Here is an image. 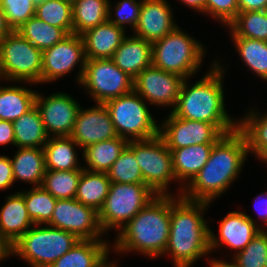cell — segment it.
<instances>
[{
	"label": "cell",
	"instance_id": "cell-23",
	"mask_svg": "<svg viewBox=\"0 0 267 267\" xmlns=\"http://www.w3.org/2000/svg\"><path fill=\"white\" fill-rule=\"evenodd\" d=\"M127 35L128 32L123 28L117 27L108 20L87 30L81 35L86 59L112 58Z\"/></svg>",
	"mask_w": 267,
	"mask_h": 267
},
{
	"label": "cell",
	"instance_id": "cell-42",
	"mask_svg": "<svg viewBox=\"0 0 267 267\" xmlns=\"http://www.w3.org/2000/svg\"><path fill=\"white\" fill-rule=\"evenodd\" d=\"M0 7L13 31L32 18L36 9L32 0H0Z\"/></svg>",
	"mask_w": 267,
	"mask_h": 267
},
{
	"label": "cell",
	"instance_id": "cell-8",
	"mask_svg": "<svg viewBox=\"0 0 267 267\" xmlns=\"http://www.w3.org/2000/svg\"><path fill=\"white\" fill-rule=\"evenodd\" d=\"M157 196L144 183L111 182L107 198L99 210V222L102 230L109 237L112 231L117 234L123 226Z\"/></svg>",
	"mask_w": 267,
	"mask_h": 267
},
{
	"label": "cell",
	"instance_id": "cell-27",
	"mask_svg": "<svg viewBox=\"0 0 267 267\" xmlns=\"http://www.w3.org/2000/svg\"><path fill=\"white\" fill-rule=\"evenodd\" d=\"M14 152L10 157L14 182L41 186L46 172L43 148H15Z\"/></svg>",
	"mask_w": 267,
	"mask_h": 267
},
{
	"label": "cell",
	"instance_id": "cell-25",
	"mask_svg": "<svg viewBox=\"0 0 267 267\" xmlns=\"http://www.w3.org/2000/svg\"><path fill=\"white\" fill-rule=\"evenodd\" d=\"M245 114L239 116L238 129L247 141L250 157L261 162L267 157V110L251 104ZM250 108V109H249Z\"/></svg>",
	"mask_w": 267,
	"mask_h": 267
},
{
	"label": "cell",
	"instance_id": "cell-30",
	"mask_svg": "<svg viewBox=\"0 0 267 267\" xmlns=\"http://www.w3.org/2000/svg\"><path fill=\"white\" fill-rule=\"evenodd\" d=\"M128 145L122 137L105 140L82 150L83 169L91 172H107Z\"/></svg>",
	"mask_w": 267,
	"mask_h": 267
},
{
	"label": "cell",
	"instance_id": "cell-6",
	"mask_svg": "<svg viewBox=\"0 0 267 267\" xmlns=\"http://www.w3.org/2000/svg\"><path fill=\"white\" fill-rule=\"evenodd\" d=\"M79 240L68 231L34 224L11 246V256L26 262L27 267H49Z\"/></svg>",
	"mask_w": 267,
	"mask_h": 267
},
{
	"label": "cell",
	"instance_id": "cell-35",
	"mask_svg": "<svg viewBox=\"0 0 267 267\" xmlns=\"http://www.w3.org/2000/svg\"><path fill=\"white\" fill-rule=\"evenodd\" d=\"M16 32L41 51L51 48L68 35L63 29L51 26L35 15Z\"/></svg>",
	"mask_w": 267,
	"mask_h": 267
},
{
	"label": "cell",
	"instance_id": "cell-33",
	"mask_svg": "<svg viewBox=\"0 0 267 267\" xmlns=\"http://www.w3.org/2000/svg\"><path fill=\"white\" fill-rule=\"evenodd\" d=\"M109 0H74L72 2L73 33L82 35L87 30L108 20Z\"/></svg>",
	"mask_w": 267,
	"mask_h": 267
},
{
	"label": "cell",
	"instance_id": "cell-50",
	"mask_svg": "<svg viewBox=\"0 0 267 267\" xmlns=\"http://www.w3.org/2000/svg\"><path fill=\"white\" fill-rule=\"evenodd\" d=\"M12 258L11 245L0 234V263Z\"/></svg>",
	"mask_w": 267,
	"mask_h": 267
},
{
	"label": "cell",
	"instance_id": "cell-1",
	"mask_svg": "<svg viewBox=\"0 0 267 267\" xmlns=\"http://www.w3.org/2000/svg\"><path fill=\"white\" fill-rule=\"evenodd\" d=\"M216 56L198 80L192 81L193 77L184 79L172 113L179 118L213 123L223 134H227L238 129L239 118L230 115L226 108L224 82L230 64H226L228 61H223L220 55Z\"/></svg>",
	"mask_w": 267,
	"mask_h": 267
},
{
	"label": "cell",
	"instance_id": "cell-2",
	"mask_svg": "<svg viewBox=\"0 0 267 267\" xmlns=\"http://www.w3.org/2000/svg\"><path fill=\"white\" fill-rule=\"evenodd\" d=\"M210 205L170 195V232L163 256H168L173 267H193L201 259L206 263L211 259L209 225L213 218L205 217Z\"/></svg>",
	"mask_w": 267,
	"mask_h": 267
},
{
	"label": "cell",
	"instance_id": "cell-16",
	"mask_svg": "<svg viewBox=\"0 0 267 267\" xmlns=\"http://www.w3.org/2000/svg\"><path fill=\"white\" fill-rule=\"evenodd\" d=\"M161 120H159V136L169 149L215 143L223 135L213 123L179 118L172 112Z\"/></svg>",
	"mask_w": 267,
	"mask_h": 267
},
{
	"label": "cell",
	"instance_id": "cell-40",
	"mask_svg": "<svg viewBox=\"0 0 267 267\" xmlns=\"http://www.w3.org/2000/svg\"><path fill=\"white\" fill-rule=\"evenodd\" d=\"M267 230L259 231L240 252L229 258L236 267H265Z\"/></svg>",
	"mask_w": 267,
	"mask_h": 267
},
{
	"label": "cell",
	"instance_id": "cell-21",
	"mask_svg": "<svg viewBox=\"0 0 267 267\" xmlns=\"http://www.w3.org/2000/svg\"><path fill=\"white\" fill-rule=\"evenodd\" d=\"M15 191L4 196L3 205L0 204V234L11 246L34 225L24 196Z\"/></svg>",
	"mask_w": 267,
	"mask_h": 267
},
{
	"label": "cell",
	"instance_id": "cell-51",
	"mask_svg": "<svg viewBox=\"0 0 267 267\" xmlns=\"http://www.w3.org/2000/svg\"><path fill=\"white\" fill-rule=\"evenodd\" d=\"M13 32L12 28L9 26L7 18L3 10L0 7V40H2L6 35Z\"/></svg>",
	"mask_w": 267,
	"mask_h": 267
},
{
	"label": "cell",
	"instance_id": "cell-20",
	"mask_svg": "<svg viewBox=\"0 0 267 267\" xmlns=\"http://www.w3.org/2000/svg\"><path fill=\"white\" fill-rule=\"evenodd\" d=\"M110 241L111 239L79 240L49 267H119L120 261L117 255L114 254L116 258L109 260Z\"/></svg>",
	"mask_w": 267,
	"mask_h": 267
},
{
	"label": "cell",
	"instance_id": "cell-47",
	"mask_svg": "<svg viewBox=\"0 0 267 267\" xmlns=\"http://www.w3.org/2000/svg\"><path fill=\"white\" fill-rule=\"evenodd\" d=\"M239 12L267 10V0H238Z\"/></svg>",
	"mask_w": 267,
	"mask_h": 267
},
{
	"label": "cell",
	"instance_id": "cell-54",
	"mask_svg": "<svg viewBox=\"0 0 267 267\" xmlns=\"http://www.w3.org/2000/svg\"><path fill=\"white\" fill-rule=\"evenodd\" d=\"M265 267H267V255H266V260H265Z\"/></svg>",
	"mask_w": 267,
	"mask_h": 267
},
{
	"label": "cell",
	"instance_id": "cell-10",
	"mask_svg": "<svg viewBox=\"0 0 267 267\" xmlns=\"http://www.w3.org/2000/svg\"><path fill=\"white\" fill-rule=\"evenodd\" d=\"M42 51L13 31L0 40V79L42 85Z\"/></svg>",
	"mask_w": 267,
	"mask_h": 267
},
{
	"label": "cell",
	"instance_id": "cell-38",
	"mask_svg": "<svg viewBox=\"0 0 267 267\" xmlns=\"http://www.w3.org/2000/svg\"><path fill=\"white\" fill-rule=\"evenodd\" d=\"M72 3L63 0H46L36 6L35 16L42 21L73 33Z\"/></svg>",
	"mask_w": 267,
	"mask_h": 267
},
{
	"label": "cell",
	"instance_id": "cell-5",
	"mask_svg": "<svg viewBox=\"0 0 267 267\" xmlns=\"http://www.w3.org/2000/svg\"><path fill=\"white\" fill-rule=\"evenodd\" d=\"M179 26L152 43V65L183 78L198 77L205 63L206 44ZM204 62V63H203Z\"/></svg>",
	"mask_w": 267,
	"mask_h": 267
},
{
	"label": "cell",
	"instance_id": "cell-32",
	"mask_svg": "<svg viewBox=\"0 0 267 267\" xmlns=\"http://www.w3.org/2000/svg\"><path fill=\"white\" fill-rule=\"evenodd\" d=\"M110 184L107 172L82 169L75 199L99 212L107 198Z\"/></svg>",
	"mask_w": 267,
	"mask_h": 267
},
{
	"label": "cell",
	"instance_id": "cell-22",
	"mask_svg": "<svg viewBox=\"0 0 267 267\" xmlns=\"http://www.w3.org/2000/svg\"><path fill=\"white\" fill-rule=\"evenodd\" d=\"M133 80L152 65V43L128 34L111 58Z\"/></svg>",
	"mask_w": 267,
	"mask_h": 267
},
{
	"label": "cell",
	"instance_id": "cell-48",
	"mask_svg": "<svg viewBox=\"0 0 267 267\" xmlns=\"http://www.w3.org/2000/svg\"><path fill=\"white\" fill-rule=\"evenodd\" d=\"M178 4H182V6L191 9V11L195 12L196 14H204V3L205 0H176Z\"/></svg>",
	"mask_w": 267,
	"mask_h": 267
},
{
	"label": "cell",
	"instance_id": "cell-14",
	"mask_svg": "<svg viewBox=\"0 0 267 267\" xmlns=\"http://www.w3.org/2000/svg\"><path fill=\"white\" fill-rule=\"evenodd\" d=\"M184 79L150 65L134 79L133 90L152 107L169 109L170 113L176 107Z\"/></svg>",
	"mask_w": 267,
	"mask_h": 267
},
{
	"label": "cell",
	"instance_id": "cell-37",
	"mask_svg": "<svg viewBox=\"0 0 267 267\" xmlns=\"http://www.w3.org/2000/svg\"><path fill=\"white\" fill-rule=\"evenodd\" d=\"M82 170H46L42 187L56 199L75 198Z\"/></svg>",
	"mask_w": 267,
	"mask_h": 267
},
{
	"label": "cell",
	"instance_id": "cell-7",
	"mask_svg": "<svg viewBox=\"0 0 267 267\" xmlns=\"http://www.w3.org/2000/svg\"><path fill=\"white\" fill-rule=\"evenodd\" d=\"M119 137L129 141L147 140L159 135V119L149 104L134 90L104 103Z\"/></svg>",
	"mask_w": 267,
	"mask_h": 267
},
{
	"label": "cell",
	"instance_id": "cell-18",
	"mask_svg": "<svg viewBox=\"0 0 267 267\" xmlns=\"http://www.w3.org/2000/svg\"><path fill=\"white\" fill-rule=\"evenodd\" d=\"M94 104L90 107L81 106L70 136L82 150L92 144L119 137L105 105Z\"/></svg>",
	"mask_w": 267,
	"mask_h": 267
},
{
	"label": "cell",
	"instance_id": "cell-15",
	"mask_svg": "<svg viewBox=\"0 0 267 267\" xmlns=\"http://www.w3.org/2000/svg\"><path fill=\"white\" fill-rule=\"evenodd\" d=\"M35 106L49 137L71 136L81 103L67 91H55L47 96L37 91Z\"/></svg>",
	"mask_w": 267,
	"mask_h": 267
},
{
	"label": "cell",
	"instance_id": "cell-28",
	"mask_svg": "<svg viewBox=\"0 0 267 267\" xmlns=\"http://www.w3.org/2000/svg\"><path fill=\"white\" fill-rule=\"evenodd\" d=\"M78 150H81L78 153ZM46 170H82V149L70 136L49 137L43 147ZM81 156V157H80ZM80 158V159H79Z\"/></svg>",
	"mask_w": 267,
	"mask_h": 267
},
{
	"label": "cell",
	"instance_id": "cell-44",
	"mask_svg": "<svg viewBox=\"0 0 267 267\" xmlns=\"http://www.w3.org/2000/svg\"><path fill=\"white\" fill-rule=\"evenodd\" d=\"M254 212L257 214L251 216L252 214L246 213L245 209H242L243 212L251 219L261 230H267V190L257 194L253 200ZM260 222V223H259Z\"/></svg>",
	"mask_w": 267,
	"mask_h": 267
},
{
	"label": "cell",
	"instance_id": "cell-11",
	"mask_svg": "<svg viewBox=\"0 0 267 267\" xmlns=\"http://www.w3.org/2000/svg\"><path fill=\"white\" fill-rule=\"evenodd\" d=\"M134 80L120 70L111 58L86 59L82 80L78 88L93 103H102L133 91Z\"/></svg>",
	"mask_w": 267,
	"mask_h": 267
},
{
	"label": "cell",
	"instance_id": "cell-55",
	"mask_svg": "<svg viewBox=\"0 0 267 267\" xmlns=\"http://www.w3.org/2000/svg\"><path fill=\"white\" fill-rule=\"evenodd\" d=\"M63 1H67V2H71L72 3L74 0H63Z\"/></svg>",
	"mask_w": 267,
	"mask_h": 267
},
{
	"label": "cell",
	"instance_id": "cell-52",
	"mask_svg": "<svg viewBox=\"0 0 267 267\" xmlns=\"http://www.w3.org/2000/svg\"><path fill=\"white\" fill-rule=\"evenodd\" d=\"M32 1H33V4H34L35 6H37V5H39V4L43 3V2H45L46 0H32Z\"/></svg>",
	"mask_w": 267,
	"mask_h": 267
},
{
	"label": "cell",
	"instance_id": "cell-13",
	"mask_svg": "<svg viewBox=\"0 0 267 267\" xmlns=\"http://www.w3.org/2000/svg\"><path fill=\"white\" fill-rule=\"evenodd\" d=\"M74 234L80 240L108 239L99 222V212L75 198L57 199L51 220L46 224Z\"/></svg>",
	"mask_w": 267,
	"mask_h": 267
},
{
	"label": "cell",
	"instance_id": "cell-43",
	"mask_svg": "<svg viewBox=\"0 0 267 267\" xmlns=\"http://www.w3.org/2000/svg\"><path fill=\"white\" fill-rule=\"evenodd\" d=\"M239 13L238 0H205L204 17L227 27Z\"/></svg>",
	"mask_w": 267,
	"mask_h": 267
},
{
	"label": "cell",
	"instance_id": "cell-39",
	"mask_svg": "<svg viewBox=\"0 0 267 267\" xmlns=\"http://www.w3.org/2000/svg\"><path fill=\"white\" fill-rule=\"evenodd\" d=\"M107 175L114 183H144L142 172L134 155V141L128 142L119 158L107 171Z\"/></svg>",
	"mask_w": 267,
	"mask_h": 267
},
{
	"label": "cell",
	"instance_id": "cell-34",
	"mask_svg": "<svg viewBox=\"0 0 267 267\" xmlns=\"http://www.w3.org/2000/svg\"><path fill=\"white\" fill-rule=\"evenodd\" d=\"M224 30L230 38L267 41V10L239 12Z\"/></svg>",
	"mask_w": 267,
	"mask_h": 267
},
{
	"label": "cell",
	"instance_id": "cell-4",
	"mask_svg": "<svg viewBox=\"0 0 267 267\" xmlns=\"http://www.w3.org/2000/svg\"><path fill=\"white\" fill-rule=\"evenodd\" d=\"M169 232L170 195H158L114 235L111 256L134 253L151 260L162 258Z\"/></svg>",
	"mask_w": 267,
	"mask_h": 267
},
{
	"label": "cell",
	"instance_id": "cell-29",
	"mask_svg": "<svg viewBox=\"0 0 267 267\" xmlns=\"http://www.w3.org/2000/svg\"><path fill=\"white\" fill-rule=\"evenodd\" d=\"M236 56L254 78L267 83V41L251 38H229Z\"/></svg>",
	"mask_w": 267,
	"mask_h": 267
},
{
	"label": "cell",
	"instance_id": "cell-3",
	"mask_svg": "<svg viewBox=\"0 0 267 267\" xmlns=\"http://www.w3.org/2000/svg\"><path fill=\"white\" fill-rule=\"evenodd\" d=\"M248 157L247 141L239 129L223 134L214 143L204 167L183 189L181 196L212 204L239 181Z\"/></svg>",
	"mask_w": 267,
	"mask_h": 267
},
{
	"label": "cell",
	"instance_id": "cell-12",
	"mask_svg": "<svg viewBox=\"0 0 267 267\" xmlns=\"http://www.w3.org/2000/svg\"><path fill=\"white\" fill-rule=\"evenodd\" d=\"M42 59L43 85L63 80L78 68L74 79L78 87L86 62L82 36L74 33L68 34L51 48L42 51Z\"/></svg>",
	"mask_w": 267,
	"mask_h": 267
},
{
	"label": "cell",
	"instance_id": "cell-45",
	"mask_svg": "<svg viewBox=\"0 0 267 267\" xmlns=\"http://www.w3.org/2000/svg\"><path fill=\"white\" fill-rule=\"evenodd\" d=\"M15 186L12 163L8 155H0V191H6Z\"/></svg>",
	"mask_w": 267,
	"mask_h": 267
},
{
	"label": "cell",
	"instance_id": "cell-9",
	"mask_svg": "<svg viewBox=\"0 0 267 267\" xmlns=\"http://www.w3.org/2000/svg\"><path fill=\"white\" fill-rule=\"evenodd\" d=\"M134 155L145 185L157 195L181 196L183 188L177 185L171 151L159 135L147 140L134 141ZM173 187L176 192L170 189Z\"/></svg>",
	"mask_w": 267,
	"mask_h": 267
},
{
	"label": "cell",
	"instance_id": "cell-46",
	"mask_svg": "<svg viewBox=\"0 0 267 267\" xmlns=\"http://www.w3.org/2000/svg\"><path fill=\"white\" fill-rule=\"evenodd\" d=\"M15 146L13 122L0 120V146Z\"/></svg>",
	"mask_w": 267,
	"mask_h": 267
},
{
	"label": "cell",
	"instance_id": "cell-53",
	"mask_svg": "<svg viewBox=\"0 0 267 267\" xmlns=\"http://www.w3.org/2000/svg\"><path fill=\"white\" fill-rule=\"evenodd\" d=\"M261 163L267 166V157Z\"/></svg>",
	"mask_w": 267,
	"mask_h": 267
},
{
	"label": "cell",
	"instance_id": "cell-24",
	"mask_svg": "<svg viewBox=\"0 0 267 267\" xmlns=\"http://www.w3.org/2000/svg\"><path fill=\"white\" fill-rule=\"evenodd\" d=\"M4 82L0 81V120L13 122L35 106L37 90H33L32 86L36 85L28 82Z\"/></svg>",
	"mask_w": 267,
	"mask_h": 267
},
{
	"label": "cell",
	"instance_id": "cell-26",
	"mask_svg": "<svg viewBox=\"0 0 267 267\" xmlns=\"http://www.w3.org/2000/svg\"><path fill=\"white\" fill-rule=\"evenodd\" d=\"M214 143L194 144L180 149H169L172 167L178 185L183 189L208 161Z\"/></svg>",
	"mask_w": 267,
	"mask_h": 267
},
{
	"label": "cell",
	"instance_id": "cell-19",
	"mask_svg": "<svg viewBox=\"0 0 267 267\" xmlns=\"http://www.w3.org/2000/svg\"><path fill=\"white\" fill-rule=\"evenodd\" d=\"M168 0H143L134 36L153 43L172 32L179 23ZM174 10V11H173Z\"/></svg>",
	"mask_w": 267,
	"mask_h": 267
},
{
	"label": "cell",
	"instance_id": "cell-49",
	"mask_svg": "<svg viewBox=\"0 0 267 267\" xmlns=\"http://www.w3.org/2000/svg\"><path fill=\"white\" fill-rule=\"evenodd\" d=\"M228 258L229 257L225 255L223 258L222 256L217 258L216 256L212 255L211 259H209L206 265H208V267H236Z\"/></svg>",
	"mask_w": 267,
	"mask_h": 267
},
{
	"label": "cell",
	"instance_id": "cell-31",
	"mask_svg": "<svg viewBox=\"0 0 267 267\" xmlns=\"http://www.w3.org/2000/svg\"><path fill=\"white\" fill-rule=\"evenodd\" d=\"M13 127L15 148H43L49 139L36 106L13 121Z\"/></svg>",
	"mask_w": 267,
	"mask_h": 267
},
{
	"label": "cell",
	"instance_id": "cell-17",
	"mask_svg": "<svg viewBox=\"0 0 267 267\" xmlns=\"http://www.w3.org/2000/svg\"><path fill=\"white\" fill-rule=\"evenodd\" d=\"M241 208L229 211L226 215L217 220V232L210 225V252L213 254L219 251H226L228 248L229 257L242 251L261 231V229L246 216ZM225 248V249H224ZM233 251V252H232Z\"/></svg>",
	"mask_w": 267,
	"mask_h": 267
},
{
	"label": "cell",
	"instance_id": "cell-36",
	"mask_svg": "<svg viewBox=\"0 0 267 267\" xmlns=\"http://www.w3.org/2000/svg\"><path fill=\"white\" fill-rule=\"evenodd\" d=\"M18 191L24 196L29 217L34 224H47L51 220L57 199L42 186Z\"/></svg>",
	"mask_w": 267,
	"mask_h": 267
},
{
	"label": "cell",
	"instance_id": "cell-41",
	"mask_svg": "<svg viewBox=\"0 0 267 267\" xmlns=\"http://www.w3.org/2000/svg\"><path fill=\"white\" fill-rule=\"evenodd\" d=\"M111 1L109 0L108 5V21L123 28L126 32L128 30L133 32L139 19L143 0H118V2L114 0V3Z\"/></svg>",
	"mask_w": 267,
	"mask_h": 267
}]
</instances>
